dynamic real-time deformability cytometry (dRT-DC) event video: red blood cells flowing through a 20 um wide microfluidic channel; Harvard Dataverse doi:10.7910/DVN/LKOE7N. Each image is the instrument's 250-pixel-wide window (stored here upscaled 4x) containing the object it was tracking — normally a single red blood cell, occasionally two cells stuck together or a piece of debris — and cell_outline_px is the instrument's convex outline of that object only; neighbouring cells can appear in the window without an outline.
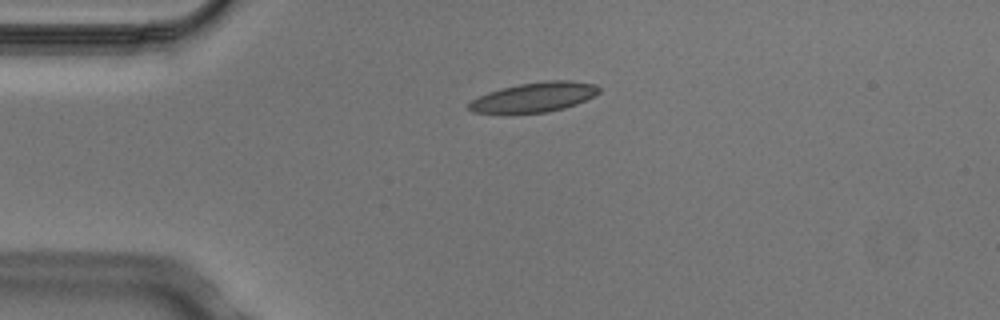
{"species": "Egyptian fruit bat (a non-hibernating species)", "species_latin": "Rousettus aegyptiacus", "temperature_condition": "cold", "stored_images_in_passage": 3, "camera_frame_rate_fps": 3000, "um_per_image_px": 0.085, "animal": {"sex": "male"}, "frame": {"image": 1, "passage_image": 2, "time_ms": 0.333, "image_size_px": [1000, 320], "cell_outline_px": [[600, 92], [596, 96], [576, 104], [564, 108], [548, 112], [472, 112], [468, 108], [468, 104], [472, 100], [488, 92], [500, 88], [520, 84], [548, 80], [572, 80], [596, 84], [600, 88]], "centroid_in_image_um": [45.48, 8.24], "position_along_channel_um": 39.5, "area_um2": 22.31}}